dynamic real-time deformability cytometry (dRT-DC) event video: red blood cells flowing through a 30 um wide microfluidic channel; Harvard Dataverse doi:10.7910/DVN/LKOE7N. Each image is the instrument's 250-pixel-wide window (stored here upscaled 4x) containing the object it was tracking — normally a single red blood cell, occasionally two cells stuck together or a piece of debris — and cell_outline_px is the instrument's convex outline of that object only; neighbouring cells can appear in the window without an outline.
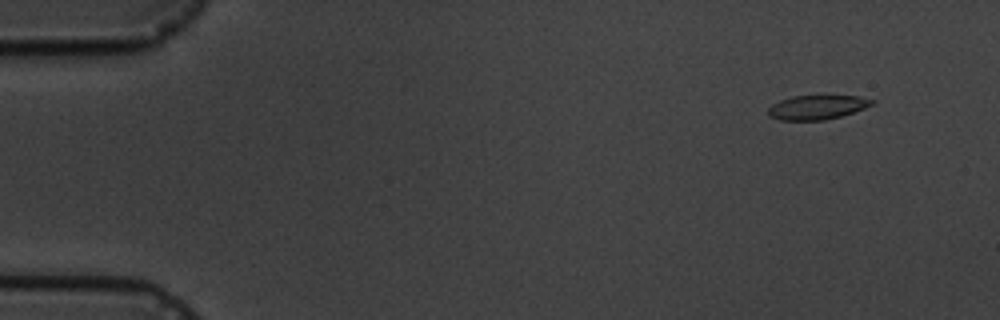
{"species": "common noctule bat (a hibernating species)", "species_latin": "Nyctalus noctula", "temperature_condition": "cold", "stored_images_in_passage": 5, "camera_frame_rate_fps": 3000, "um_per_image_px": 0.085, "animal": {"sex": "male", "body_mass_g": 19.5, "forearm_length_mm": 54.6}, "frame": {"image": 1, "passage_image": 1, "time_ms": 0.0, "image_size_px": [1000, 320], "cell_outline_px": [[876, 100], [872, 104], [864, 108], [840, 116], [824, 120], [780, 120], [768, 116], [768, 108], [772, 104], [780, 100], [792, 96], [860, 96]], "centroid_in_image_um": [69.42, 9.12], "position_along_channel_um": 15.6, "area_um2": 14.57}}
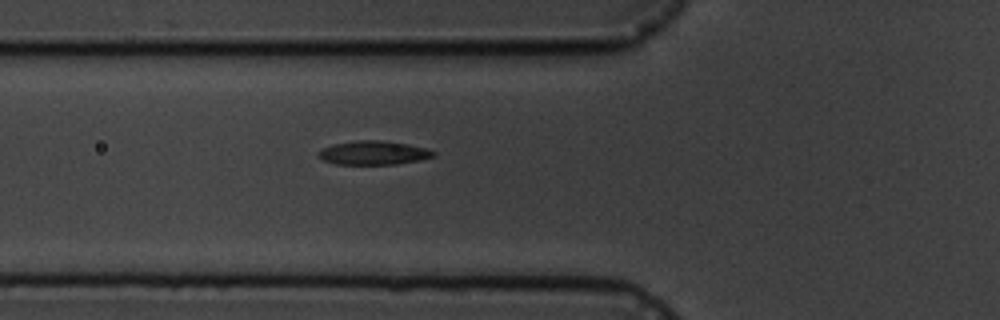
{"frame": {"image": 2, "passage_image": 5, "time_ms": 5.333, "image_size_px": [1000, 320], "cell_outline_px": [[436, 156], [420, 160], [396, 164], [336, 164], [324, 160], [316, 156], [324, 148], [332, 144], [356, 140], [380, 140], [408, 144], [428, 148], [436, 152]], "centroid_in_image_um": [31.79, 12.98], "position_along_channel_um": 94.0, "area_um2": 16.01}}